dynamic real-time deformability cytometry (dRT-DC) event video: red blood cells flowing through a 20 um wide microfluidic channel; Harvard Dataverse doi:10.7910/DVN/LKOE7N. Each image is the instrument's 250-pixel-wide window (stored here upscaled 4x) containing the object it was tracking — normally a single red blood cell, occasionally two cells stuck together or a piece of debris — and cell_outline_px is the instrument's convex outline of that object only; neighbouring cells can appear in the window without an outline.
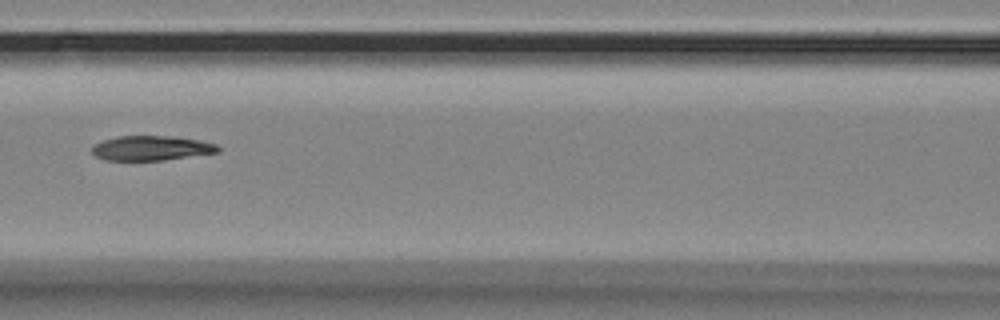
{"species": "Egyptian fruit bat (a non-hibernating species)", "species_latin": "Rousettus aegyptiacus", "temperature_condition": "room temperature", "stored_images_in_passage": 5, "camera_frame_rate_fps": 3000, "um_per_image_px": 0.085, "animal": {"sex": "female"}, "frame": {"image": 1, "passage_image": 4, "time_ms": 1.0, "image_size_px": [1000, 320], "cell_outline_px": [[220, 152], [164, 160], [104, 160], [96, 156], [92, 152], [92, 144], [116, 136], [176, 136], [200, 140], [216, 144], [220, 148]], "centroid_in_image_um": [12.87, 12.58], "position_along_channel_um": 153.7, "area_um2": 18.26}}
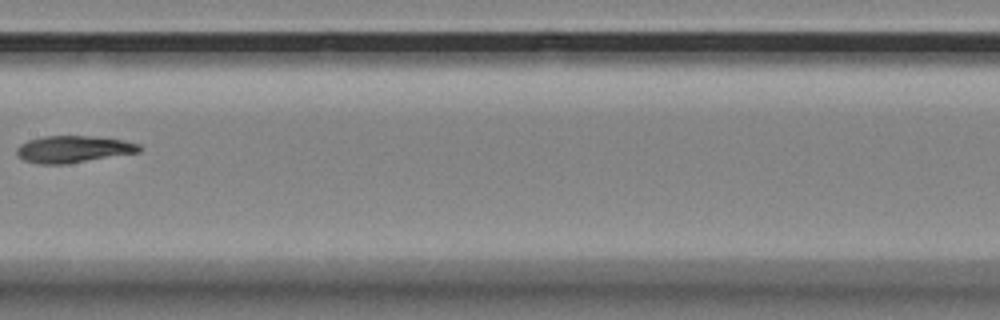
{"frame": {"image": 2, "passage_image": 5, "time_ms": 1.333, "image_size_px": [1000, 320], "cell_outline_px": [[140, 152], [64, 164], [36, 164], [24, 160], [16, 156], [16, 148], [20, 144], [28, 140], [44, 136], [88, 136], [120, 140], [140, 144]], "centroid_in_image_um": [6.16, 12.69], "position_along_channel_um": 201.2, "area_um2": 19.07}}